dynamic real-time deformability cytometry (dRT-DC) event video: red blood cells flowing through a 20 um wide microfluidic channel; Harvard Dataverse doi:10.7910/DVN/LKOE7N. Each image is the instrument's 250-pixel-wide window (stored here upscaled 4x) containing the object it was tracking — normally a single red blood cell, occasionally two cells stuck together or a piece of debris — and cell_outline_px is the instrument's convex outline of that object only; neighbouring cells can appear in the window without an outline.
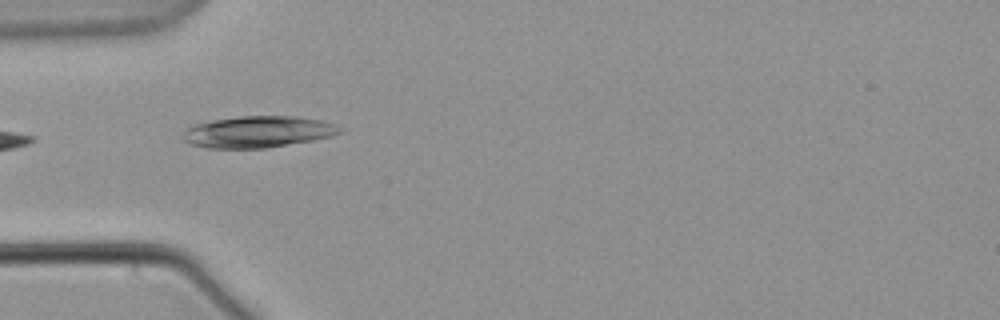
{"species": "common noctule bat (a hibernating species)", "species_latin": "Nyctalus noctula", "temperature_condition": "warm", "stored_images_in_passage": 43, "camera_frame_rate_fps": 3000, "um_per_image_px": 0.085, "animal": {"sex": "male", "body_mass_g": 21.5, "forearm_length_mm": 52.0}, "frame": {"image": 1, "passage_image": 3, "time_ms": 0.667, "image_size_px": [1000, 320], "cell_outline_px": [[340, 132], [332, 136], [312, 140], [264, 148], [208, 148], [192, 144], [184, 140], [184, 132], [188, 128], [196, 124], [212, 120], [240, 116], [296, 116], [320, 120], [336, 124], [340, 128]], "centroid_in_image_um": [21.94, 11.2], "position_along_channel_um": 63.1, "area_um2": 28.44}}
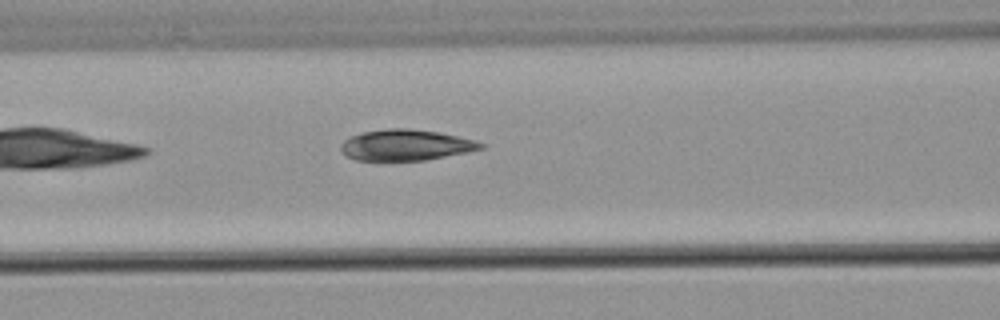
{"frame": {"image": 2, "passage_image": 9, "time_ms": 2.667, "image_size_px": [1000, 320], "cell_outline_px": [[488, 144], [484, 148], [424, 160], [356, 160], [348, 156], [340, 148], [340, 144], [344, 140], [352, 136], [364, 132], [388, 128], [408, 128], [440, 132], [476, 140]], "centroid_in_image_um": [34.53, 12.31], "position_along_channel_um": 132.1, "area_um2": 25.03}}
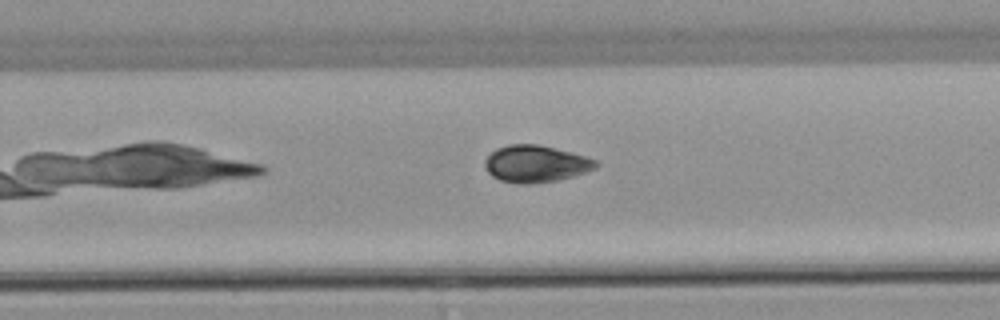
{"frame": {"image": 3, "passage_image": 22, "time_ms": 7.0, "image_size_px": [1000, 320], "cell_outline_px": [[600, 164], [596, 168], [572, 176], [556, 180], [524, 184], [520, 184], [500, 180], [492, 176], [488, 172], [484, 164], [484, 160], [496, 148], [508, 144], [536, 144], [584, 156], [596, 160]], "centroid_in_image_um": [45.5, 13.92], "position_along_channel_um": 284.3, "area_um2": 23.52}}